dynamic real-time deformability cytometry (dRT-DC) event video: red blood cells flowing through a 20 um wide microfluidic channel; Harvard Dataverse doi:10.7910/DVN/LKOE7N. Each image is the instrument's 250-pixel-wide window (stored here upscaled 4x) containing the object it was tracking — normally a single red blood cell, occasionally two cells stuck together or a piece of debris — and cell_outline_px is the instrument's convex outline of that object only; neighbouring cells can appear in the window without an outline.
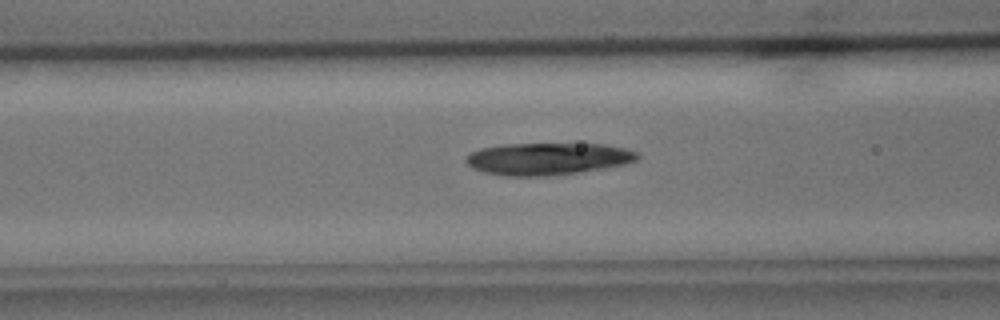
{"species": "common noctule bat (a hibernating species)", "species_latin": "Nyctalus noctula", "temperature_condition": "cold", "stored_images_in_passage": 40, "camera_frame_rate_fps": 3000, "um_per_image_px": 0.085, "animal": {"sex": "male", "body_mass_g": 15.6}, "frame": {"image": 1, "passage_image": 16, "time_ms": 5.0, "image_size_px": [1000, 320], "cell_outline_px": [[640, 156], [636, 160], [624, 164], [580, 172], [548, 176], [508, 176], [484, 172], [472, 168], [464, 160], [472, 152], [480, 148], [504, 144], [604, 144], [624, 148], [640, 152]], "centroid_in_image_um": [46.56, 13.49], "position_along_channel_um": 120.0, "area_um2": 32.02}}
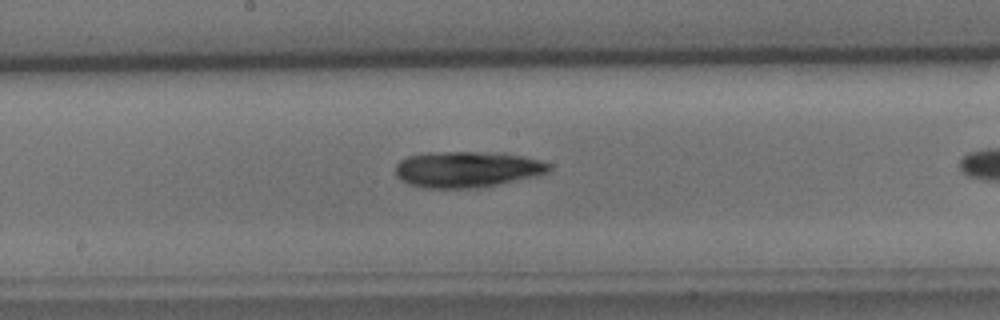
{"frame": {"image": 2, "passage_image": 23, "time_ms": 7.333, "image_size_px": [1000, 320], "cell_outline_px": [[552, 168], [548, 172], [536, 176], [476, 188], [424, 188], [408, 184], [400, 180], [396, 176], [396, 164], [400, 160], [408, 156], [432, 152], [496, 152], [524, 156], [540, 160], [552, 164]], "centroid_in_image_um": [39.7, 14.39], "position_along_channel_um": 208.5, "area_um2": 32.43}}
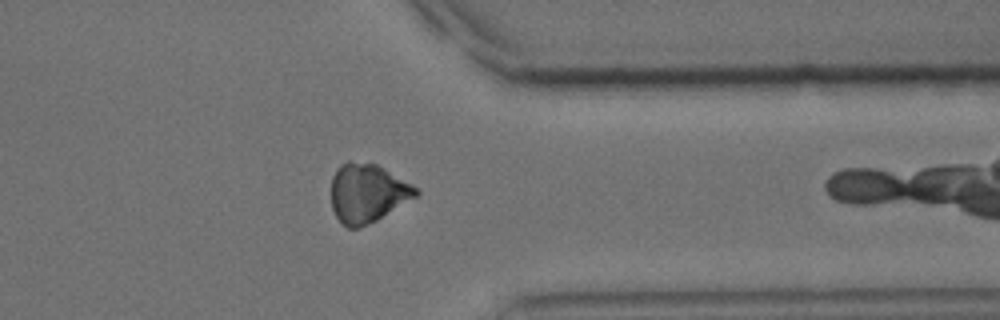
{"frame": {"image": 3, "passage_image": 37, "time_ms": 12.0, "image_size_px": [1000, 320], "cell_outline_px": [[420, 192], [416, 196], [376, 220], [360, 228], [348, 228], [336, 216], [332, 208], [332, 176], [336, 168], [340, 164], [348, 160], [376, 164], [412, 184]], "centroid_in_image_um": [31.2, 16.39], "position_along_channel_um": 380.2, "area_um2": 28.73}}